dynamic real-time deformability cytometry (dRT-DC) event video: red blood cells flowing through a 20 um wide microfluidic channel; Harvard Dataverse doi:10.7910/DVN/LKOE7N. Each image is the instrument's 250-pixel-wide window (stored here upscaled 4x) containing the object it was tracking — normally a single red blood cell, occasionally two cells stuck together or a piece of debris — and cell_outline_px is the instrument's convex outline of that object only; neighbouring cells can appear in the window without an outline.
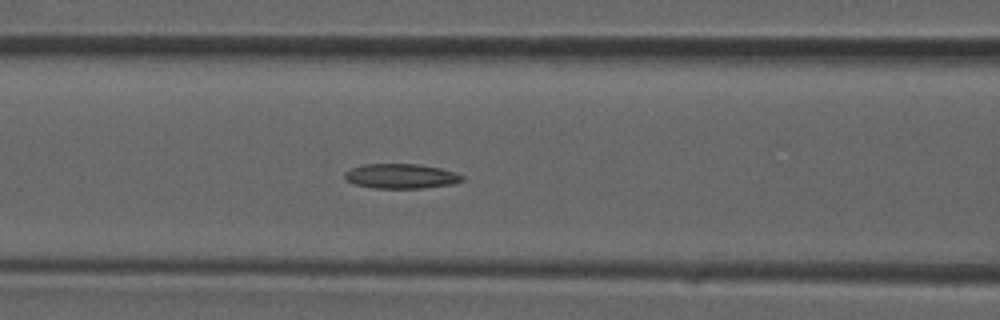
{"species": "common noctule bat (a hibernating species)", "species_latin": "Nyctalus noctula", "temperature_condition": "room temperature", "stored_images_in_passage": 36, "camera_frame_rate_fps": 3000, "um_per_image_px": 0.085, "animal": {"sex": "male", "forearm_length_mm": 52.5}, "frame": {"image": 1, "passage_image": 15, "time_ms": 4.667, "image_size_px": [1000, 320], "cell_outline_px": [[464, 180], [452, 184], [424, 188], [372, 188], [356, 184], [344, 180], [344, 172], [352, 168], [364, 164], [420, 164], [440, 168], [456, 172], [464, 176]], "centroid_in_image_um": [34.09, 14.97], "position_along_channel_um": 132.5, "area_um2": 17.05}}
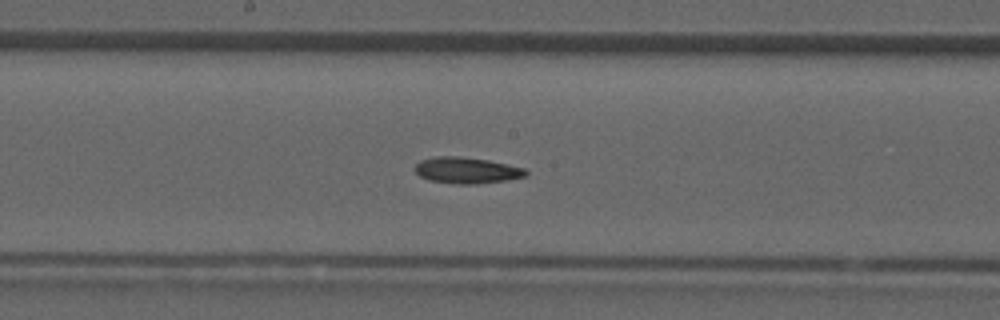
{"frame": {"image": 2, "passage_image": 19, "time_ms": 6.0, "image_size_px": [1000, 320], "cell_outline_px": [[528, 176], [508, 180], [476, 184], [456, 184], [428, 180], [420, 176], [412, 168], [420, 160], [436, 156], [460, 156], [488, 160], [524, 168], [528, 172]], "centroid_in_image_um": [39.65, 14.48], "position_along_channel_um": 208.5, "area_um2": 17.11}}
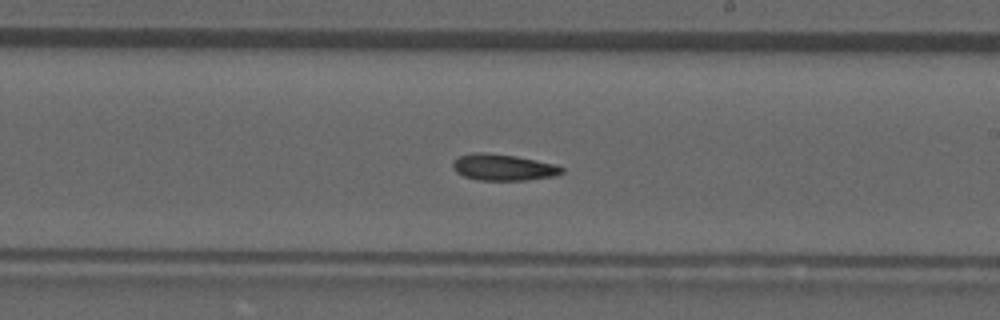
{"frame": {"image": 3, "passage_image": 21, "time_ms": 6.667, "image_size_px": [1000, 320], "cell_outline_px": [[564, 172], [552, 176], [528, 180], [480, 180], [464, 176], [456, 172], [452, 168], [452, 160], [460, 156], [476, 152], [488, 152], [516, 156], [556, 164], [564, 168]], "centroid_in_image_um": [42.76, 14.21], "position_along_channel_um": 246.2, "area_um2": 16.82}}